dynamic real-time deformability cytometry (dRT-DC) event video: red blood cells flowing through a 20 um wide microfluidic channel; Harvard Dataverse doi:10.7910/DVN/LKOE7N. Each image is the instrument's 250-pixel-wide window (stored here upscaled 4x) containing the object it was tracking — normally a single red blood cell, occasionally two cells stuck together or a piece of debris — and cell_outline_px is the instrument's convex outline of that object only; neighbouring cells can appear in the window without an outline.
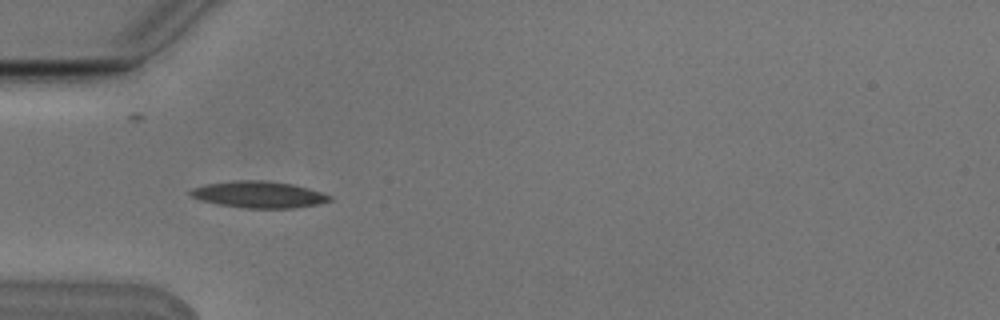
{"species": "Egyptian fruit bat (a non-hibernating species)", "species_latin": "Rousettus aegyptiacus", "temperature_condition": "cold", "stored_images_in_passage": 7, "camera_frame_rate_fps": 3000, "um_per_image_px": 0.085, "animal": {"sex": "male"}, "frame": {"image": 1, "passage_image": 4, "time_ms": 1.0, "image_size_px": [1000, 320], "cell_outline_px": [[332, 200], [320, 204], [292, 208], [244, 208], [216, 204], [200, 200], [192, 196], [188, 192], [192, 188], [208, 184], [236, 180], [260, 180], [292, 184], [308, 188], [332, 196]], "centroid_in_image_um": [22.0, 16.54], "position_along_channel_um": 63.0, "area_um2": 21.5}}
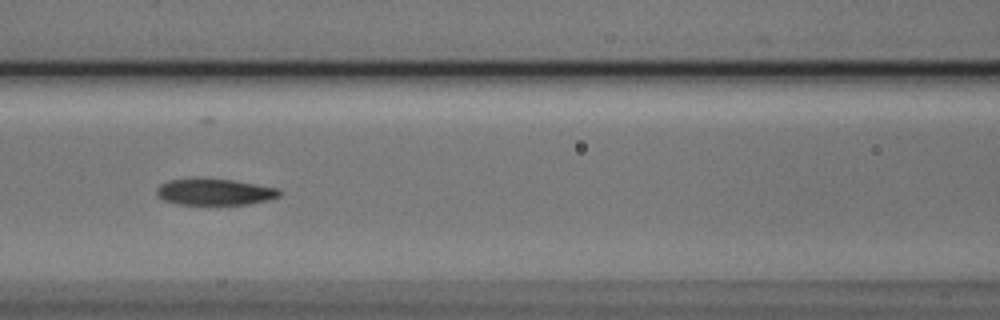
{"frame": {"image": 2, "passage_image": 6, "time_ms": 1.667, "image_size_px": [1000, 320], "cell_outline_px": [[284, 192], [280, 196], [268, 200], [248, 204], [176, 204], [164, 200], [156, 192], [156, 188], [160, 184], [168, 180], [192, 176], [200, 176], [232, 180], [280, 188]], "centroid_in_image_um": [18.24, 16.27], "position_along_channel_um": 148.4, "area_um2": 19.54}}
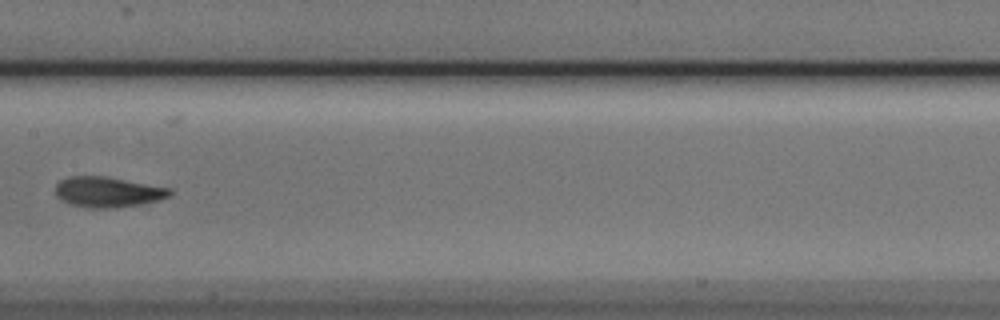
{"frame": {"image": 3, "passage_image": 7, "time_ms": 2.0, "image_size_px": [1000, 320], "cell_outline_px": [[172, 192], [168, 196], [160, 200], [140, 204], [112, 208], [88, 208], [68, 204], [60, 200], [56, 196], [56, 184], [60, 180], [72, 176], [104, 176], [172, 188]], "centroid_in_image_um": [9.14, 16.33], "position_along_channel_um": 198.3, "area_um2": 20.35}}